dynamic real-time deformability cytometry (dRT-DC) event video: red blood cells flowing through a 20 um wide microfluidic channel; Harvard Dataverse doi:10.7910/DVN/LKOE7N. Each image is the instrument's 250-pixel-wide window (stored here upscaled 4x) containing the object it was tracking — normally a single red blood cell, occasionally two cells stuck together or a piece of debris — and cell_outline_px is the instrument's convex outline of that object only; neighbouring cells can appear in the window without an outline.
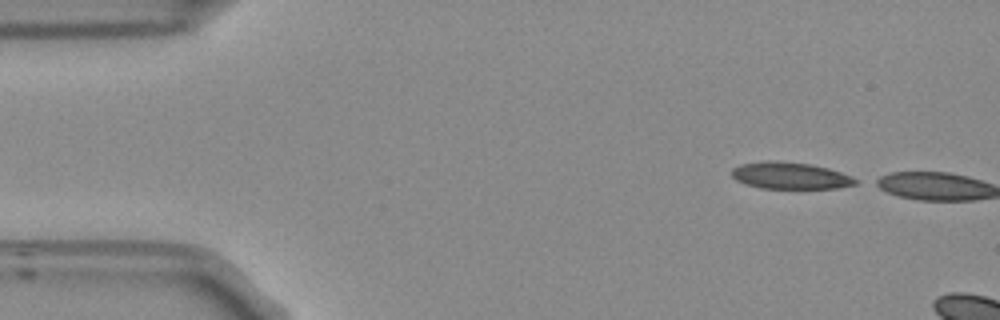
{"species": "Egyptian fruit bat (a non-hibernating species)", "species_latin": "Rousettus aegyptiacus", "temperature_condition": "room temperature", "stored_images_in_passage": 4, "camera_frame_rate_fps": 3000, "um_per_image_px": 0.085, "frame": {"image": 1, "passage_image": 1, "time_ms": 0.0, "image_size_px": [1000, 320], "cell_outline_px": [[860, 180], [856, 184], [836, 188], [760, 188], [744, 184], [736, 180], [732, 176], [732, 168], [740, 164], [764, 160], [768, 160], [808, 164], [828, 168], [852, 176]], "centroid_in_image_um": [67.15, 14.93], "position_along_channel_um": 17.9, "area_um2": 19.31}}